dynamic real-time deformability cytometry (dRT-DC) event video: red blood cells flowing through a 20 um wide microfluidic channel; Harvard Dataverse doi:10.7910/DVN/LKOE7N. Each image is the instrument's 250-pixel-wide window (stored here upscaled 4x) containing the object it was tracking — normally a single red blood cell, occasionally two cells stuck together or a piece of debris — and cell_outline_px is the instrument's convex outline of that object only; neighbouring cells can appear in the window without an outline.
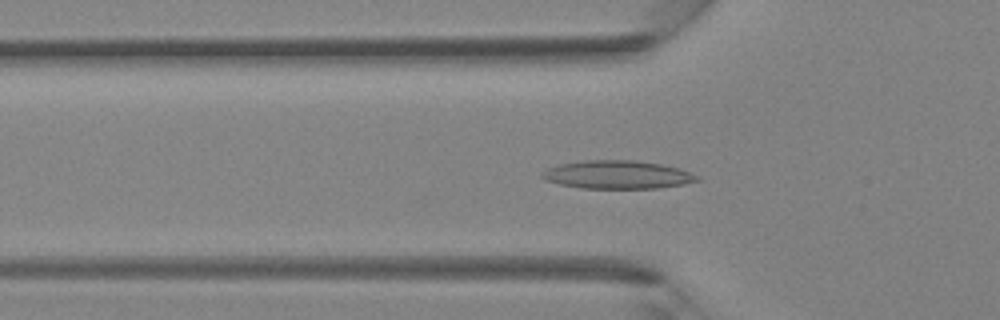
{"species": "Egyptian fruit bat (a non-hibernating species)", "species_latin": "Rousettus aegyptiacus", "temperature_condition": "room temperature", "stored_images_in_passage": 41, "camera_frame_rate_fps": 3000, "um_per_image_px": 0.085, "animal": {"sex": "female"}, "frame": {"image": 1, "passage_image": 13, "time_ms": 4.0, "image_size_px": [1000, 320], "cell_outline_px": [[700, 180], [684, 184], [656, 188], [584, 188], [560, 184], [544, 180], [540, 176], [540, 172], [548, 168], [560, 164], [584, 160], [636, 160], [660, 164], [676, 168], [700, 176]], "centroid_in_image_um": [52.44, 14.84], "position_along_channel_um": 73.4, "area_um2": 25.37}}
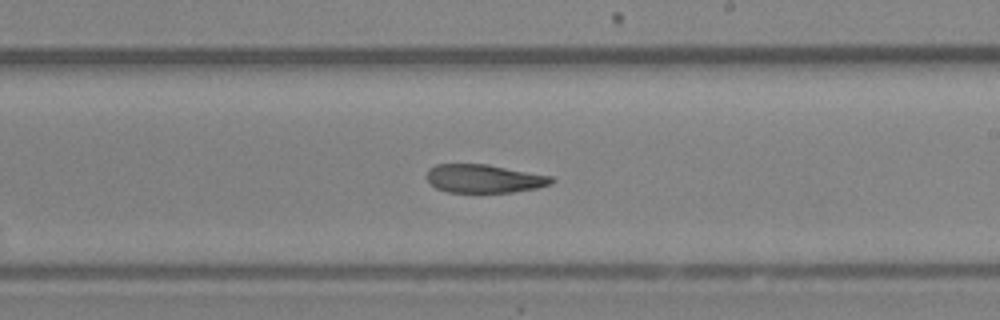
{"frame": {"image": 2, "passage_image": 24, "time_ms": 7.667, "image_size_px": [1000, 320], "cell_outline_px": [[556, 180], [552, 184], [536, 188], [512, 192], [448, 192], [436, 188], [428, 180], [428, 168], [436, 164], [488, 164], [552, 176]], "centroid_in_image_um": [41.18, 15.17], "position_along_channel_um": 247.8, "area_um2": 20.63}}
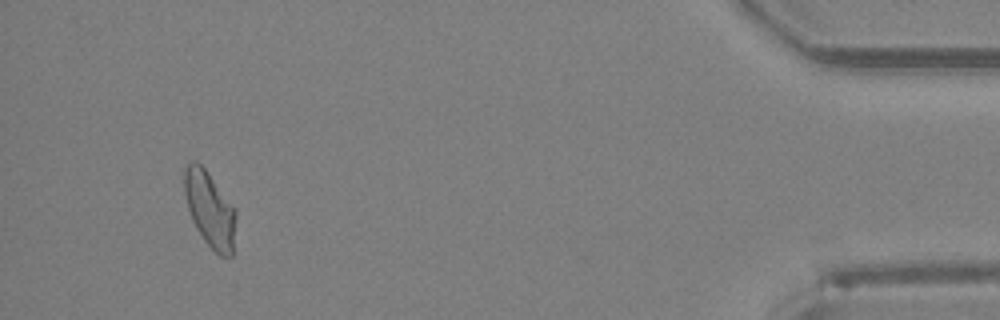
{"frame": {"image": 3, "passage_image": 39, "time_ms": 12.667, "image_size_px": [1000, 320], "cell_outline_px": [[236, 216], [232, 256], [220, 256], [204, 240], [196, 228], [192, 220], [188, 208], [184, 192], [184, 168], [192, 160], [196, 160], [204, 168], [236, 208]], "centroid_in_image_um": [17.83, 17.78], "position_along_channel_um": 417.4, "area_um2": 22.6}}